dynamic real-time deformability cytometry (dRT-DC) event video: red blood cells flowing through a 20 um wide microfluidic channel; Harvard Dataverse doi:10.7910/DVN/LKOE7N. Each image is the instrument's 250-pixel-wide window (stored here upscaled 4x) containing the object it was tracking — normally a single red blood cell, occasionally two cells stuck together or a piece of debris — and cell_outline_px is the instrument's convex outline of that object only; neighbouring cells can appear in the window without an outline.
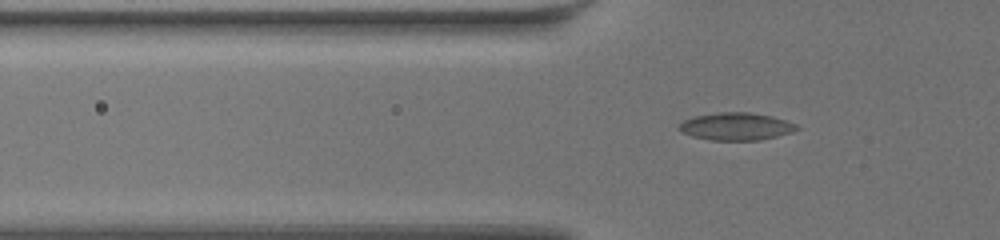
{"species": "common noctule bat (a hibernating species)", "species_latin": "Nyctalus noctula", "temperature_condition": "warm", "stored_images_in_passage": 40, "camera_frame_rate_fps": 3000, "um_per_image_px": 0.085, "animal": {"sex": "female", "body_mass_g": 19.5, "forearm_length_mm": 54.1}, "frame": {"image": 1, "passage_image": 7, "time_ms": 2.0, "image_size_px": [1000, 240], "cell_outline_px": [[800, 128], [792, 132], [760, 140], [712, 140], [692, 136], [680, 132], [676, 128], [684, 120], [696, 116], [720, 112], [752, 112], [772, 116], [796, 124]], "centroid_in_image_um": [62.56, 10.75], "position_along_channel_um": 63.2, "area_um2": 18.84}}
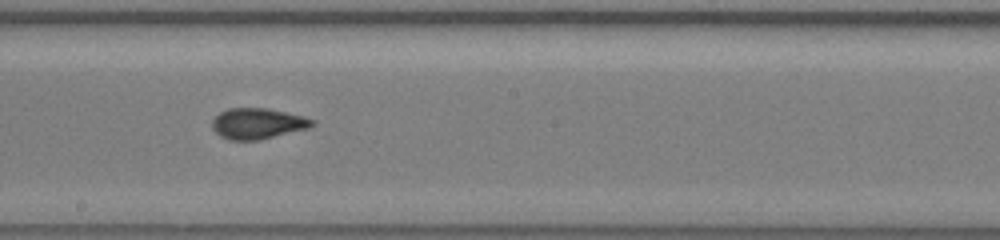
{"frame": {"image": 2, "passage_image": 21, "time_ms": 6.667, "image_size_px": [1000, 240], "cell_outline_px": [[316, 124], [308, 128], [256, 140], [232, 140], [220, 136], [212, 128], [212, 120], [220, 112], [228, 108], [268, 108], [304, 116], [316, 120]], "centroid_in_image_um": [21.91, 10.48], "position_along_channel_um": 226.3, "area_um2": 17.86}}
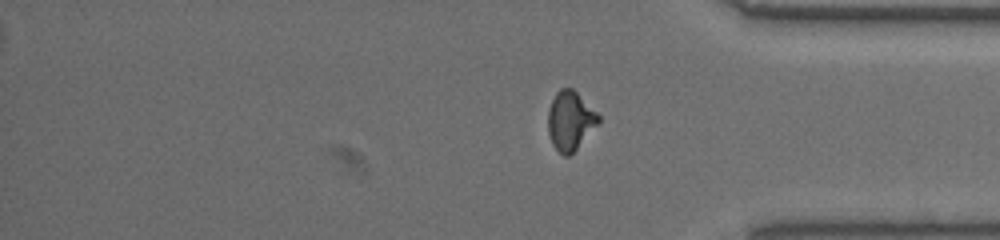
{"frame": {"image": 3, "passage_image": 35, "time_ms": 11.333, "image_size_px": [1000, 240], "cell_outline_px": [[600, 120], [576, 148], [568, 156], [564, 156], [552, 144], [548, 132], [548, 108], [556, 92], [560, 88], [572, 88], [600, 116]], "centroid_in_image_um": [48.43, 10.23], "position_along_channel_um": 386.8, "area_um2": 16.88}}